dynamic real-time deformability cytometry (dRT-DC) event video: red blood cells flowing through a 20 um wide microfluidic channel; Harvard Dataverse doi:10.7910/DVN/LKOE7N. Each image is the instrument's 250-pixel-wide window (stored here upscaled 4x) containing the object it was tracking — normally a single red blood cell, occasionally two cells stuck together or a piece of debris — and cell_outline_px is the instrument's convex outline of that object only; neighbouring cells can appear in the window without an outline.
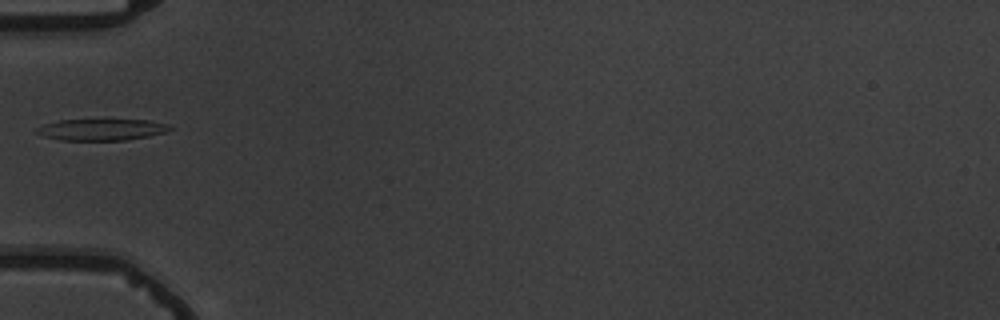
{"species": "common noctule bat (a hibernating species)", "species_latin": "Nyctalus noctula", "temperature_condition": "warm", "stored_images_in_passage": 1, "camera_frame_rate_fps": 3000, "um_per_image_px": 0.085, "animal": {"sex": "male", "body_mass_g": 19.5, "forearm_length_mm": 54.6}, "frame": {"image": 1, "passage_image": 1, "time_ms": 0.0, "image_size_px": [1000, 320], "cell_outline_px": [[172, 128], [164, 132], [148, 136], [124, 140], [60, 140], [44, 136], [36, 132], [36, 128], [44, 124], [60, 120], [104, 116], [148, 120], [168, 124]], "centroid_in_image_um": [8.63, 10.95], "position_along_channel_um": 76.4, "area_um2": 17.69}}